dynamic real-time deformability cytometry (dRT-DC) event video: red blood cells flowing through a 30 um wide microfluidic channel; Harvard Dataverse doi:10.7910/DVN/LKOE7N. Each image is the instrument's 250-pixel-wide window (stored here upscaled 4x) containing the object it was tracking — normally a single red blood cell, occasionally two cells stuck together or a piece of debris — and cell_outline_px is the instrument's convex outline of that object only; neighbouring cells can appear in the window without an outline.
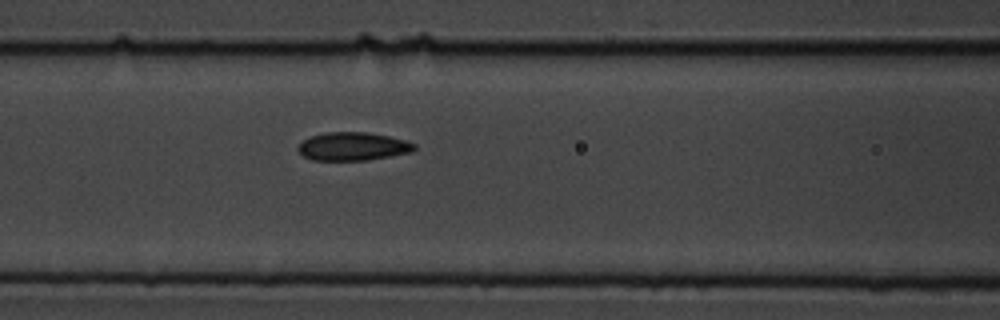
{"species": "common noctule bat (a hibernating species)", "species_latin": "Nyctalus noctula", "temperature_condition": "cold", "stored_images_in_passage": 6, "camera_frame_rate_fps": 3000, "um_per_image_px": 0.085, "animal": {"sex": "male", "body_mass_g": 19.5, "forearm_length_mm": 54.6}, "frame": {"image": 1, "passage_image": 6, "time_ms": 6.667, "image_size_px": [1000, 320], "cell_outline_px": [[416, 148], [412, 152], [368, 160], [312, 160], [304, 156], [296, 148], [304, 140], [312, 136], [328, 132], [368, 132], [388, 136], [404, 140], [416, 144]], "centroid_in_image_um": [30.01, 12.45], "position_along_channel_um": 136.6, "area_um2": 19.02}}